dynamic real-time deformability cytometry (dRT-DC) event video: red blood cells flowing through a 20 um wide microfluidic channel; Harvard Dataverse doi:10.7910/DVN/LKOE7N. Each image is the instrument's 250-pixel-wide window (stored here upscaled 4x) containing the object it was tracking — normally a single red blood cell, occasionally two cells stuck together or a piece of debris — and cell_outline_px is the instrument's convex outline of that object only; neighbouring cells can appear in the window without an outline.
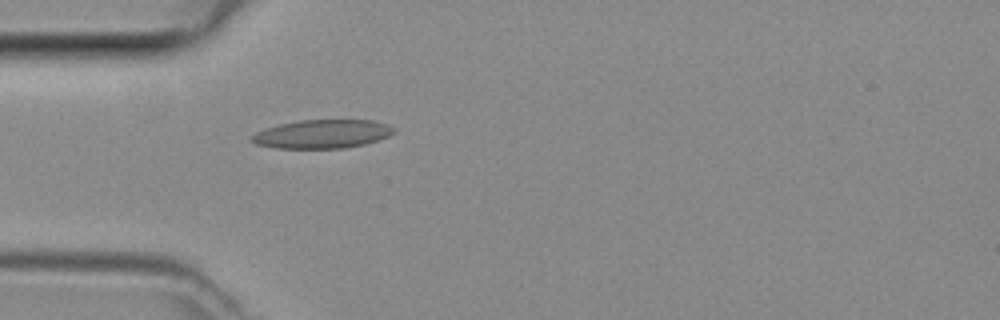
{"species": "common noctule bat (a hibernating species)", "species_latin": "Nyctalus noctula", "temperature_condition": "room temperature", "stored_images_in_passage": 15, "camera_frame_rate_fps": 3000, "um_per_image_px": 0.085, "animal": {"sex": "female", "body_mass_g": 29.2, "forearm_length_mm": 56.3}, "frame": {"image": 1, "passage_image": 1, "time_ms": 0.0, "image_size_px": [1000, 320], "cell_outline_px": [[396, 132], [380, 140], [364, 144], [344, 148], [276, 148], [256, 144], [252, 140], [252, 136], [256, 132], [264, 128], [280, 124], [300, 120], [372, 120], [388, 124], [396, 128]], "centroid_in_image_um": [27.44, 11.38], "position_along_channel_um": 57.6, "area_um2": 23.76}}
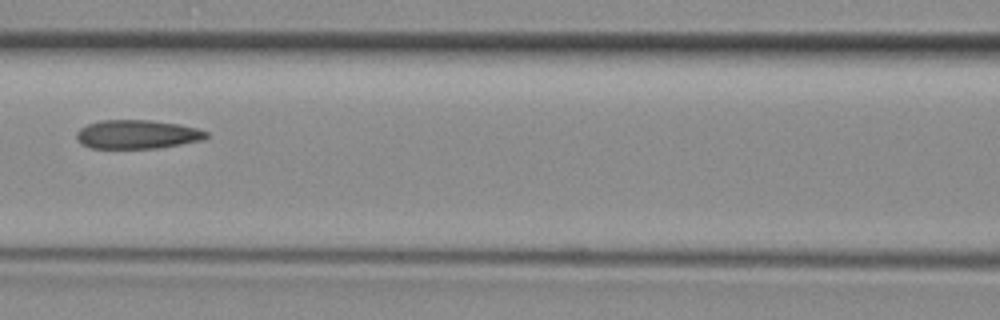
{"frame": {"image": 2, "passage_image": 8, "time_ms": 2.333, "image_size_px": [1000, 320], "cell_outline_px": [[208, 136], [200, 140], [180, 144], [156, 148], [92, 148], [80, 144], [76, 136], [76, 132], [80, 128], [88, 124], [100, 120], [152, 120], [180, 124], [196, 128], [208, 132]], "centroid_in_image_um": [11.63, 11.41], "position_along_channel_um": 155.0, "area_um2": 21.73}}
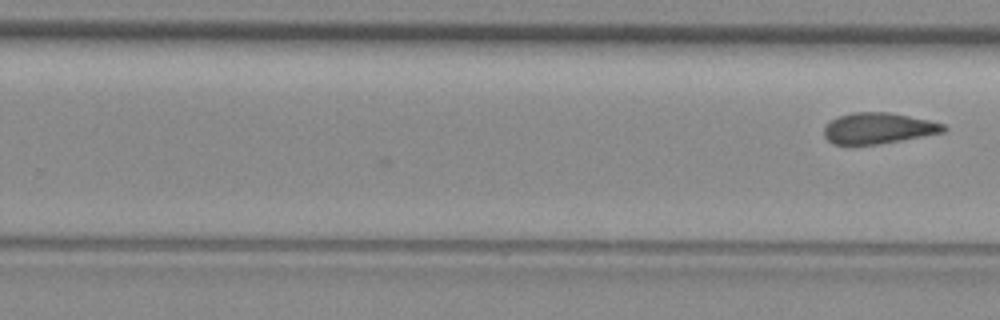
{"frame": {"image": 3, "passage_image": 15, "time_ms": 4.667, "image_size_px": [1000, 320], "cell_outline_px": [[948, 128], [944, 132], [900, 140], [876, 144], [832, 144], [824, 136], [824, 128], [832, 120], [840, 116], [852, 112], [888, 112], [928, 120], [944, 124]], "centroid_in_image_um": [74.65, 10.9], "position_along_channel_um": 255.1, "area_um2": 21.21}}